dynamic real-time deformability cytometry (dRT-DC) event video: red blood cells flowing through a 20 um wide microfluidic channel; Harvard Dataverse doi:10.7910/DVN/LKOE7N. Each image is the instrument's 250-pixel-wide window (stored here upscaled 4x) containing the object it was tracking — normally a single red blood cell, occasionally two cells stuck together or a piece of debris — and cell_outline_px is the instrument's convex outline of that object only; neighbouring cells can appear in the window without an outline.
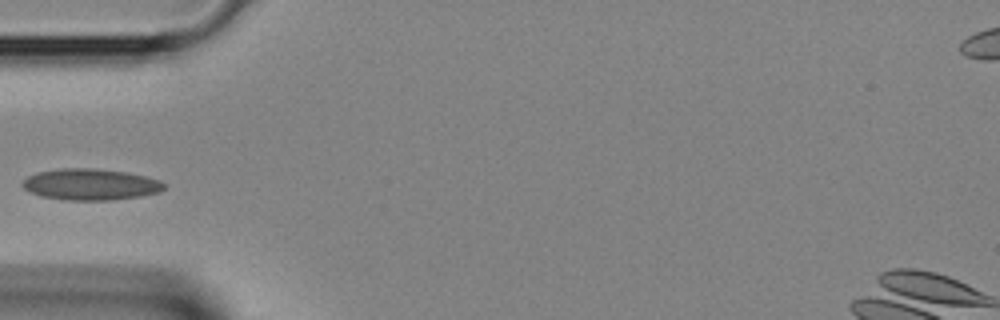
{"species": "Egyptian fruit bat (a non-hibernating species)", "species_latin": "Rousettus aegyptiacus", "temperature_condition": "room temperature", "stored_images_in_passage": 28, "camera_frame_rate_fps": 3000, "um_per_image_px": 0.085, "animal": {"sex": "female"}, "frame": {"image": 1, "passage_image": 1, "time_ms": 0.0, "image_size_px": [1000, 320], "cell_outline_px": [[164, 188], [160, 192], [140, 196], [112, 200], [64, 200], [40, 196], [28, 192], [20, 184], [28, 176], [36, 172], [60, 168], [96, 168], [128, 172], [160, 180], [164, 184]], "centroid_in_image_um": [7.66, 15.67], "position_along_channel_um": 77.3, "area_um2": 26.07}}
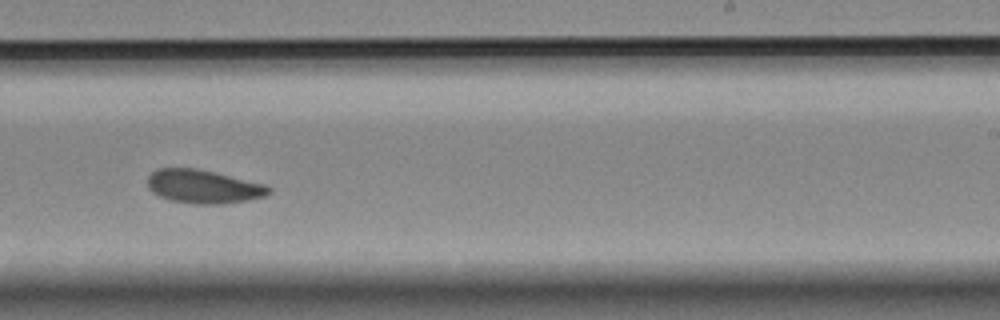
{"frame": {"image": 2, "passage_image": 13, "time_ms": 4.0, "image_size_px": [1000, 320], "cell_outline_px": [[272, 192], [268, 196], [248, 200], [224, 204], [196, 204], [172, 200], [160, 196], [152, 192], [148, 188], [148, 176], [156, 168], [196, 168], [264, 184], [272, 188]], "centroid_in_image_um": [17.31, 15.86], "position_along_channel_um": 271.7, "area_um2": 23.7}}
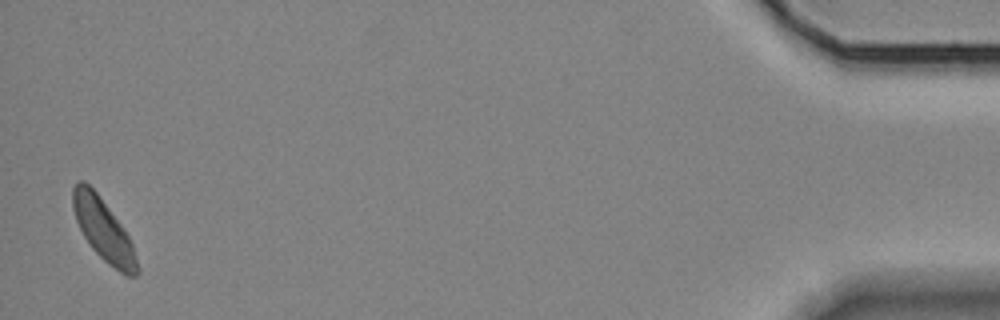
{"frame": {"image": 3, "passage_image": 28, "time_ms": 9.0, "image_size_px": [1000, 320], "cell_outline_px": [[140, 272], [136, 276], [128, 276], [120, 272], [108, 264], [92, 248], [84, 236], [76, 220], [72, 208], [72, 188], [80, 180], [84, 180], [96, 192], [120, 224], [128, 236], [132, 244], [140, 268]], "centroid_in_image_um": [8.79, 19.56], "position_along_channel_um": 426.4, "area_um2": 22.83}}